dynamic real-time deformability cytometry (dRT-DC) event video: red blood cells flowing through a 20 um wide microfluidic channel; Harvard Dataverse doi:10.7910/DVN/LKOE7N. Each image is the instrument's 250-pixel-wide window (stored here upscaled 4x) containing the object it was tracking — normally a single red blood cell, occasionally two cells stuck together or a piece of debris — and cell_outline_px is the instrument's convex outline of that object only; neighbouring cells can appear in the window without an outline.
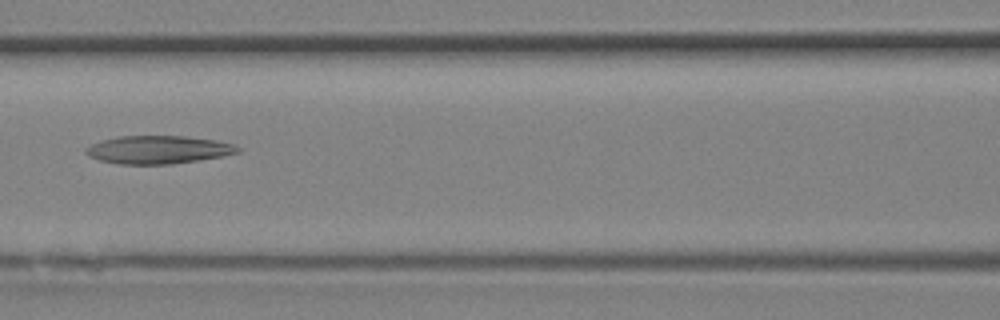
{"species": "Egyptian fruit bat (a non-hibernating species)", "species_latin": "Rousettus aegyptiacus", "temperature_condition": "room temperature", "stored_images_in_passage": 8, "camera_frame_rate_fps": 3000, "um_per_image_px": 0.085, "animal": {"sex": "female"}, "frame": {"image": 1, "passage_image": 5, "time_ms": 1.333, "image_size_px": [1000, 320], "cell_outline_px": [[240, 152], [220, 156], [196, 160], [168, 164], [120, 164], [100, 160], [88, 156], [84, 152], [84, 148], [100, 140], [120, 136], [184, 136], [216, 140], [232, 144], [240, 148]], "centroid_in_image_um": [13.39, 12.72], "position_along_channel_um": 153.2, "area_um2": 24.62}}
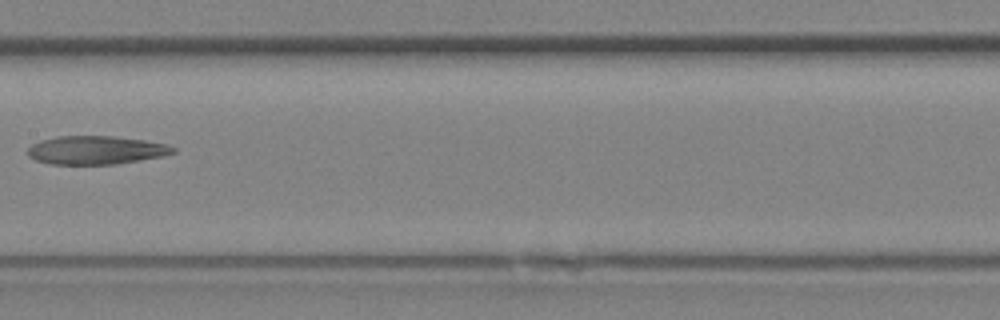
{"frame": {"image": 2, "passage_image": 7, "time_ms": 2.0, "image_size_px": [1000, 320], "cell_outline_px": [[176, 152], [160, 156], [140, 160], [116, 164], [48, 164], [36, 160], [28, 156], [28, 148], [32, 144], [40, 140], [60, 136], [112, 136], [144, 140], [168, 144], [176, 148]], "centroid_in_image_um": [8.15, 12.76], "position_along_channel_um": 199.3, "area_um2": 24.04}}